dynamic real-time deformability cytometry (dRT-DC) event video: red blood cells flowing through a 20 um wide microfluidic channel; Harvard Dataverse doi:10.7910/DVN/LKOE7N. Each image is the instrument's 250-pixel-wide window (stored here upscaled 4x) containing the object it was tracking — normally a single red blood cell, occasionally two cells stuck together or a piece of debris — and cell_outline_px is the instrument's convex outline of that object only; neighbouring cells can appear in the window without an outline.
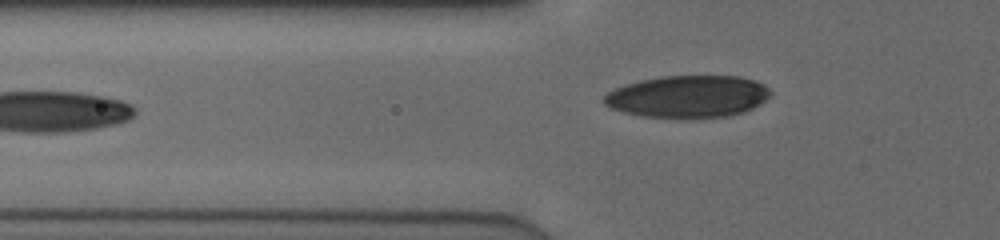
{"species": "human", "species_latin": "Homo sapiens", "temperature_condition": "cold", "stored_images_in_passage": 4, "camera_frame_rate_fps": 3000, "um_per_image_px": 0.085, "donor": {"sex": "male"}, "frame": {"image": 1, "passage_image": 4, "time_ms": 1.0, "image_size_px": [1000, 240], "cell_outline_px": [[772, 96], [760, 104], [744, 112], [728, 116], [644, 116], [624, 112], [612, 108], [604, 104], [604, 96], [608, 92], [624, 84], [640, 80], [660, 76], [740, 76], [764, 84], [772, 92]], "centroid_in_image_um": [58.5, 8.17], "position_along_channel_um": 67.3, "area_um2": 40.34}}